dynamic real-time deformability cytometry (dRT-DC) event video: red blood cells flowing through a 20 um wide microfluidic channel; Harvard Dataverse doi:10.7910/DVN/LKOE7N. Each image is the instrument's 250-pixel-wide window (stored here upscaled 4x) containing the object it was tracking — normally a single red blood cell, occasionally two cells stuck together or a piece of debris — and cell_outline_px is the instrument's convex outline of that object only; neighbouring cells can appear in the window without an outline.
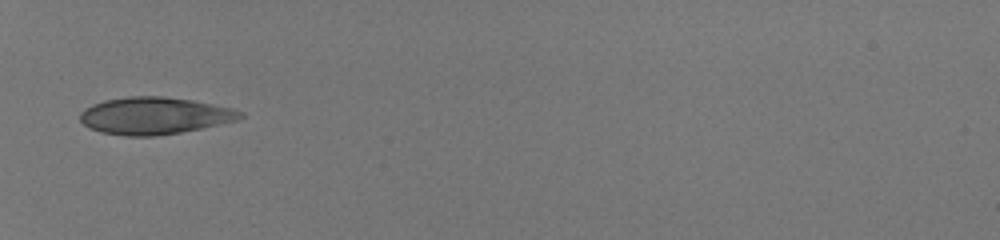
{"species": "human", "species_latin": "Homo sapiens", "temperature_condition": "room temperature", "stored_images_in_passage": 32, "camera_frame_rate_fps": 3000, "um_per_image_px": 0.085, "donor": {"sex": "male"}, "frame": {"image": 1, "passage_image": 1, "time_ms": 0.0, "image_size_px": [1000, 240], "cell_outline_px": [[244, 116], [236, 120], [220, 124], [180, 132], [156, 136], [124, 136], [100, 132], [88, 128], [80, 120], [80, 112], [84, 108], [92, 104], [104, 100], [128, 96], [164, 96], [192, 100], [232, 108], [244, 112]], "centroid_in_image_um": [13.09, 9.83], "position_along_channel_um": 71.9, "area_um2": 34.74}}
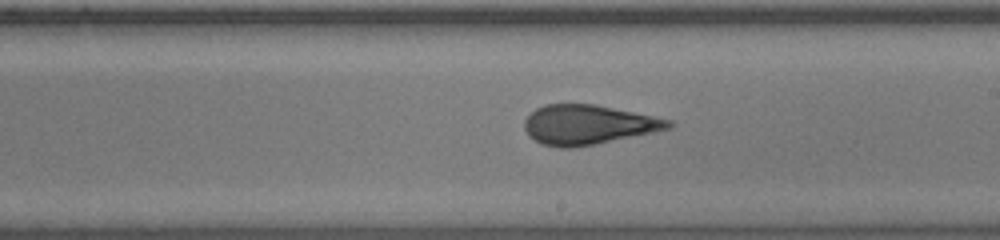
{"frame": {"image": 2, "passage_image": 14, "time_ms": 4.333, "image_size_px": [1000, 240], "cell_outline_px": [[676, 124], [672, 128], [572, 148], [560, 148], [540, 144], [528, 136], [524, 128], [524, 120], [536, 108], [544, 104], [592, 104], [672, 120]], "centroid_in_image_um": [49.94, 10.6], "position_along_channel_um": 239.1, "area_um2": 32.89}}
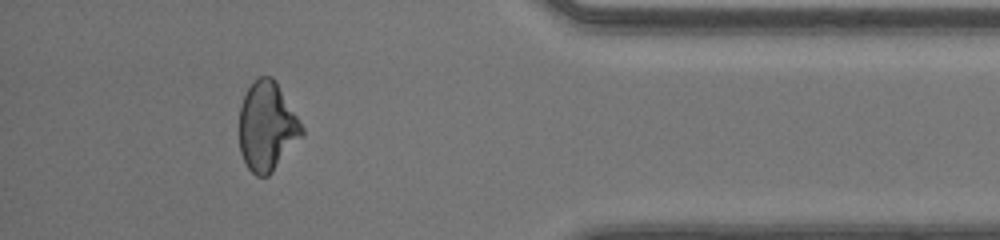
{"frame": {"image": 3, "passage_image": 28, "time_ms": 9.0, "image_size_px": [1000, 240], "cell_outline_px": [[304, 136], [272, 172], [268, 176], [256, 176], [248, 168], [240, 152], [240, 104], [248, 88], [260, 76], [272, 76], [276, 80], [304, 128]], "centroid_in_image_um": [22.72, 10.76], "position_along_channel_um": 412.5, "area_um2": 32.54}, "authors_computed_cell_mechanics": {"area_um2": 32.946, "velocity_mm_per_s": 4.1686, "shape_relaxation_time_tau1_ms": 7.2794, "shape_relaxation_time_tau2_ms": null, "deformation_change_tau1": 0.2239, "deformation_change_tau2": null}}